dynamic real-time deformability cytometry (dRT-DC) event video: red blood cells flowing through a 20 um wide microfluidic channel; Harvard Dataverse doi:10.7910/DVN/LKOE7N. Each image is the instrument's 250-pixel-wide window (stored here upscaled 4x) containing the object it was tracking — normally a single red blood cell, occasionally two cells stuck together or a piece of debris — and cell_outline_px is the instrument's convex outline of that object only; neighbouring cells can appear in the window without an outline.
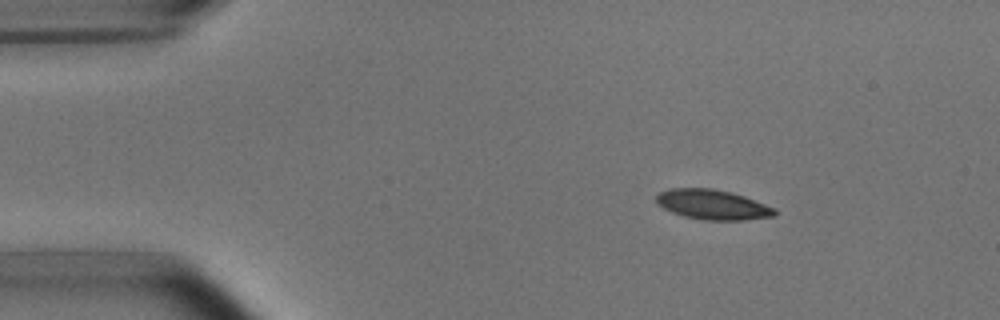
{"species": "common noctule bat (a hibernating species)", "species_latin": "Nyctalus noctula", "temperature_condition": "room temperature", "stored_images_in_passage": 3, "camera_frame_rate_fps": 3000, "um_per_image_px": 0.085, "animal": {"sex": "male", "body_mass_g": 15.6}, "frame": {"image": 1, "passage_image": 1, "time_ms": 0.0, "image_size_px": [1000, 320], "cell_outline_px": [[776, 216], [744, 220], [704, 220], [684, 216], [672, 212], [656, 204], [656, 196], [660, 192], [668, 188], [712, 188], [732, 192], [744, 196], [776, 208]], "centroid_in_image_um": [60.57, 17.39], "position_along_channel_um": 24.4, "area_um2": 20.75}}